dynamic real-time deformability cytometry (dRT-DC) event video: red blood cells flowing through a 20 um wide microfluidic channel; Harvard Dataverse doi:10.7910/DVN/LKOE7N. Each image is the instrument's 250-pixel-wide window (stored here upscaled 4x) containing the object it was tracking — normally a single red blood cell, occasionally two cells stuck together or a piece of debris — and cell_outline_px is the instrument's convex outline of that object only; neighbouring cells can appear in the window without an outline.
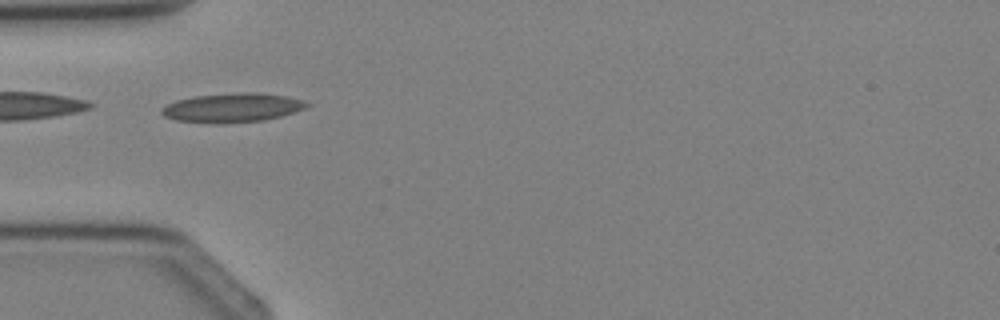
{"species": "Egyptian fruit bat (a non-hibernating species)", "species_latin": "Rousettus aegyptiacus", "temperature_condition": "cold", "stored_images_in_passage": 3, "camera_frame_rate_fps": 3000, "um_per_image_px": 0.085, "animal": {"sex": "female"}, "frame": {"image": 1, "passage_image": 2, "time_ms": 1.333, "image_size_px": [1000, 320], "cell_outline_px": [[312, 104], [304, 108], [280, 116], [264, 120], [224, 124], [208, 124], [176, 120], [164, 116], [160, 112], [160, 108], [176, 100], [192, 96], [240, 92], [260, 92], [288, 96], [304, 100]], "centroid_in_image_um": [19.72, 9.15], "position_along_channel_um": 65.3, "area_um2": 25.03}}
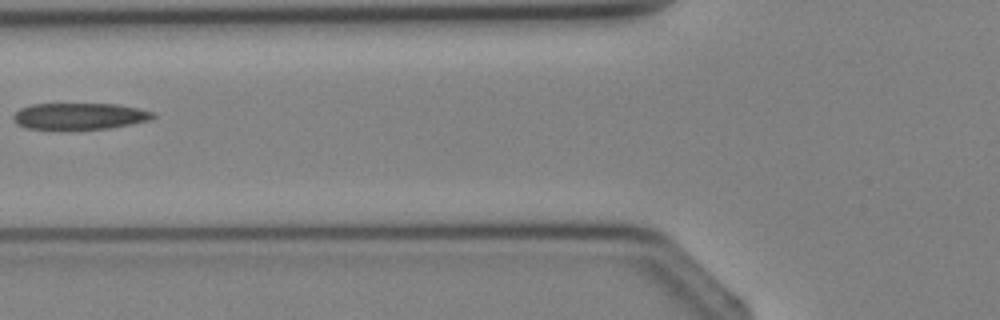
{"frame": {"image": 2, "passage_image": 3, "time_ms": 2.333, "image_size_px": [1000, 320], "cell_outline_px": [[156, 116], [152, 120], [108, 128], [64, 132], [60, 132], [24, 128], [16, 124], [12, 120], [12, 116], [20, 108], [32, 104], [116, 104], [136, 108], [152, 112]], "centroid_in_image_um": [6.66, 9.92], "position_along_channel_um": 119.1, "area_um2": 22.48}}